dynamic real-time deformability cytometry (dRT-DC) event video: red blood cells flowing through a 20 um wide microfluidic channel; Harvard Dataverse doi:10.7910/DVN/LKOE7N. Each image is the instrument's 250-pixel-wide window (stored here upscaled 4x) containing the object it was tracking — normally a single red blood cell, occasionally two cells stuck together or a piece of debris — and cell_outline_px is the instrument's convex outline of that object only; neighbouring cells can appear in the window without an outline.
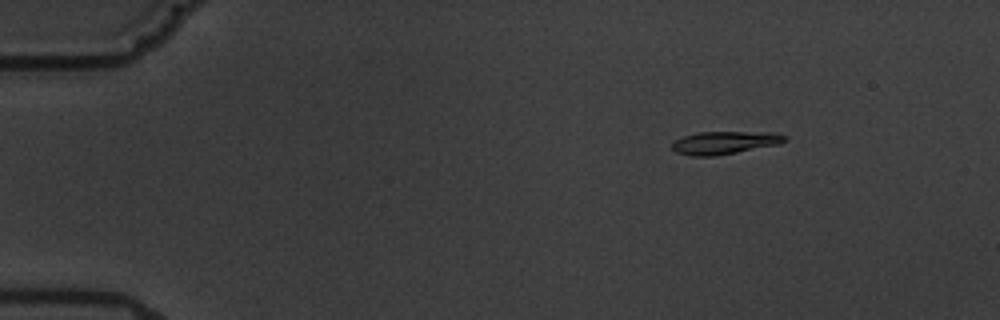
{"species": "common noctule bat (a hibernating species)", "species_latin": "Nyctalus noctula", "temperature_condition": "warm", "stored_images_in_passage": 6, "camera_frame_rate_fps": 3000, "um_per_image_px": 0.085, "animal": {"sex": "male", "body_mass_g": 19.5, "forearm_length_mm": 54.6}, "frame": {"image": 1, "passage_image": 3, "time_ms": 2.333, "image_size_px": [1000, 320], "cell_outline_px": [[788, 140], [780, 144], [736, 152], [712, 156], [692, 156], [676, 152], [672, 148], [672, 144], [676, 140], [684, 136], [700, 132], [776, 132], [788, 136]], "centroid_in_image_um": [61.66, 12.12], "position_along_channel_um": 23.3, "area_um2": 14.97}}
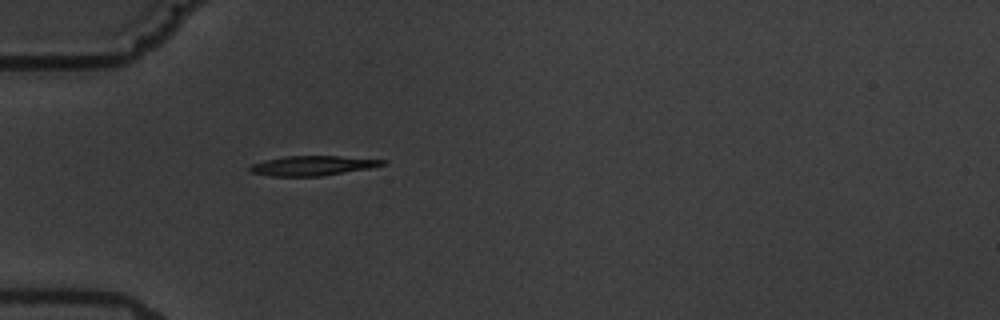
{"frame": {"image": 2, "passage_image": 6, "time_ms": 5.667, "image_size_px": [1000, 320], "cell_outline_px": [[388, 164], [372, 168], [324, 176], [272, 176], [252, 172], [248, 168], [252, 164], [264, 160], [284, 156], [340, 156], [388, 160]], "centroid_in_image_um": [26.65, 14.08], "position_along_channel_um": 58.3, "area_um2": 15.43}}